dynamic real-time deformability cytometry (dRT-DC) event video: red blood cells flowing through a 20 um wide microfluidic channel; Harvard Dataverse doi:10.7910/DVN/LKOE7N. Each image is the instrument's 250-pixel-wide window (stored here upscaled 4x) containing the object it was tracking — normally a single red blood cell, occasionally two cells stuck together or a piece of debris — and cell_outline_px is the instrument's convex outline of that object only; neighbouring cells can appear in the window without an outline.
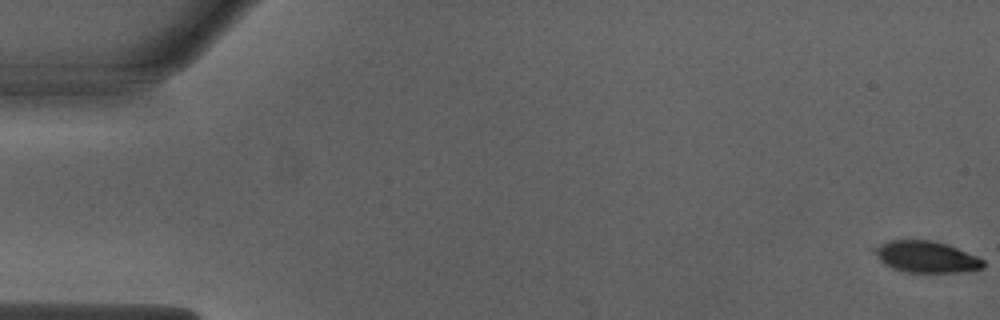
{"species": "Egyptian fruit bat (a non-hibernating species)", "species_latin": "Rousettus aegyptiacus", "temperature_condition": "warm", "stored_images_in_passage": 17, "camera_frame_rate_fps": 3000, "um_per_image_px": 0.085, "animal": {"sex": "male"}, "frame": {"image": 1, "passage_image": 1, "time_ms": 0.0, "image_size_px": [1000, 320], "cell_outline_px": [[984, 268], [960, 272], [908, 272], [892, 268], [884, 264], [880, 260], [872, 248], [888, 240], [928, 240], [944, 244], [956, 248], [976, 256], [984, 260]], "centroid_in_image_um": [78.7, 21.84], "position_along_channel_um": 6.3, "area_um2": 19.65}}
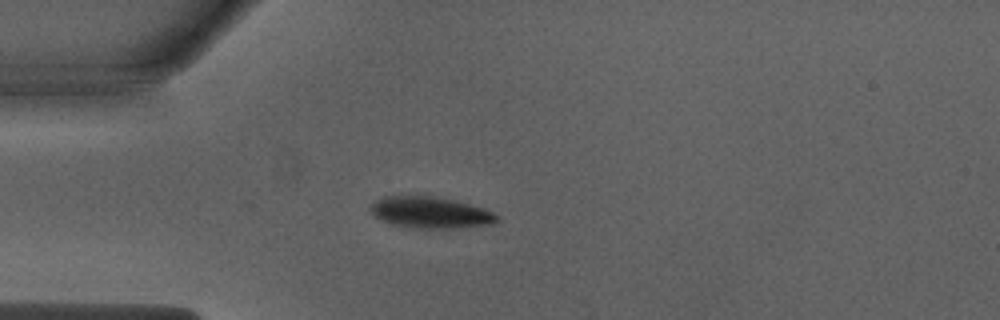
{"frame": {"image": 2, "passage_image": 15, "time_ms": 4.667, "image_size_px": [1000, 320], "cell_outline_px": [[500, 220], [492, 224], [456, 228], [420, 228], [392, 224], [380, 220], [368, 208], [376, 200], [384, 196], [436, 196], [484, 208], [500, 216]], "centroid_in_image_um": [36.61, 18.06], "position_along_channel_um": 48.4, "area_um2": 23.0}}